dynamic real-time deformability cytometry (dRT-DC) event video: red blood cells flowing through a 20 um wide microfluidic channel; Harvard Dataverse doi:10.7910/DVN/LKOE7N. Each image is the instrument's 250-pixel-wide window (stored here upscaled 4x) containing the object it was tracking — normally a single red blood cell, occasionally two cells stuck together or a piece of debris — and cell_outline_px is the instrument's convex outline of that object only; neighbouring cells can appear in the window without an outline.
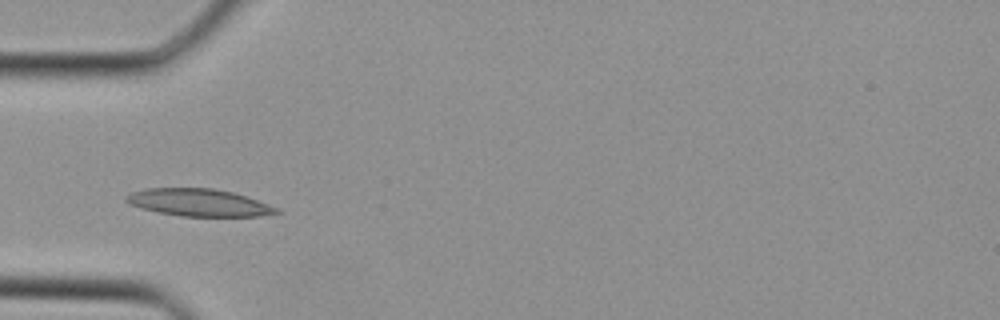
{"species": "Egyptian fruit bat (a non-hibernating species)", "species_latin": "Rousettus aegyptiacus", "temperature_condition": "cold", "stored_images_in_passage": 24, "camera_frame_rate_fps": 3000, "um_per_image_px": 0.085, "animal": {"sex": "female"}, "frame": {"image": 1, "passage_image": 4, "time_ms": 1.0, "image_size_px": [1000, 320], "cell_outline_px": [[284, 212], [260, 216], [180, 216], [156, 212], [140, 208], [128, 204], [124, 200], [124, 196], [132, 192], [148, 188], [212, 188], [232, 192], [280, 208]], "centroid_in_image_um": [16.88, 17.22], "position_along_channel_um": 68.1, "area_um2": 24.04}}